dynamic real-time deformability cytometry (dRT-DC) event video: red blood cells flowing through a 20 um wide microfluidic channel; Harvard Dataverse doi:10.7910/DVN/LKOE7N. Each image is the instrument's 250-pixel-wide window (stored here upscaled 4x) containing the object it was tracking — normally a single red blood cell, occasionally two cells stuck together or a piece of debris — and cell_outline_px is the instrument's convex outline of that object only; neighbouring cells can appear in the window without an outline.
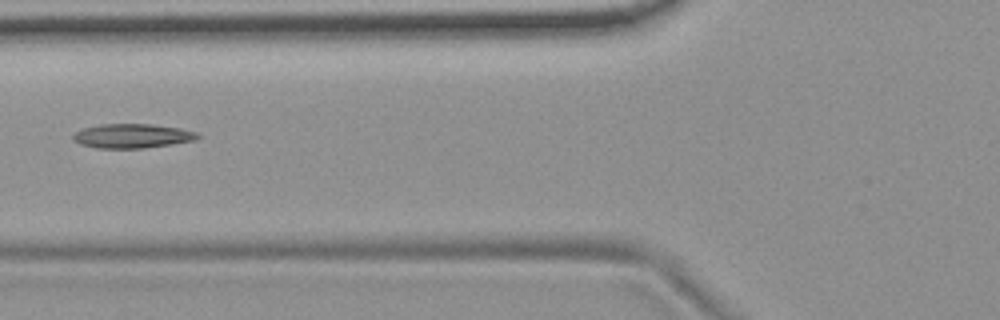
{"species": "common noctule bat (a hibernating species)", "species_latin": "Nyctalus noctula", "temperature_condition": "room temperature", "stored_images_in_passage": 4, "camera_frame_rate_fps": 3000, "um_per_image_px": 0.085, "animal": {"sex": "female", "body_mass_g": 19.9}, "frame": {"image": 1, "passage_image": 2, "time_ms": 1.333, "image_size_px": [1000, 320], "cell_outline_px": [[200, 136], [192, 140], [172, 144], [144, 148], [96, 148], [80, 144], [72, 140], [72, 136], [76, 132], [84, 128], [100, 124], [152, 124], [180, 128], [196, 132]], "centroid_in_image_um": [11.2, 11.55], "position_along_channel_um": 114.6, "area_um2": 17.51}}
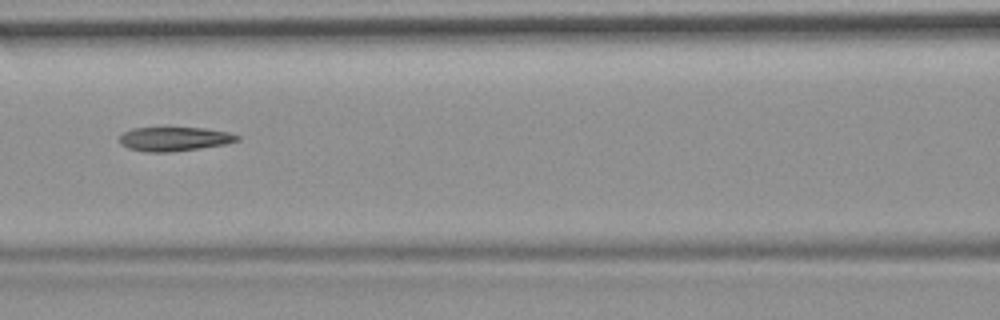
{"frame": {"image": 2, "passage_image": 3, "time_ms": 2.333, "image_size_px": [1000, 320], "cell_outline_px": [[240, 140], [228, 144], [200, 148], [168, 152], [148, 152], [128, 148], [120, 144], [120, 136], [124, 132], [132, 128], [204, 128], [228, 132], [240, 136]], "centroid_in_image_um": [14.85, 11.81], "position_along_channel_um": 151.8, "area_um2": 16.47}}